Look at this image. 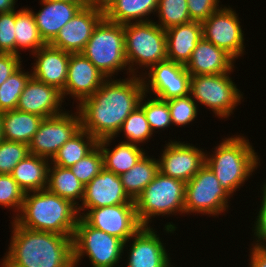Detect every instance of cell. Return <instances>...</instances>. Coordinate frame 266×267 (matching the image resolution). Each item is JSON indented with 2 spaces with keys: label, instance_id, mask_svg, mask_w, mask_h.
I'll return each mask as SVG.
<instances>
[{
  "label": "cell",
  "instance_id": "cell-1",
  "mask_svg": "<svg viewBox=\"0 0 266 267\" xmlns=\"http://www.w3.org/2000/svg\"><path fill=\"white\" fill-rule=\"evenodd\" d=\"M114 79H106L91 97L76 105L81 128L98 141L118 136L123 122L139 105L144 94L141 76Z\"/></svg>",
  "mask_w": 266,
  "mask_h": 267
},
{
  "label": "cell",
  "instance_id": "cell-2",
  "mask_svg": "<svg viewBox=\"0 0 266 267\" xmlns=\"http://www.w3.org/2000/svg\"><path fill=\"white\" fill-rule=\"evenodd\" d=\"M12 236L1 267H74L72 237L31 230L11 222Z\"/></svg>",
  "mask_w": 266,
  "mask_h": 267
},
{
  "label": "cell",
  "instance_id": "cell-3",
  "mask_svg": "<svg viewBox=\"0 0 266 267\" xmlns=\"http://www.w3.org/2000/svg\"><path fill=\"white\" fill-rule=\"evenodd\" d=\"M79 217L76 205L44 189L25 193L21 210L13 220L31 230L73 236Z\"/></svg>",
  "mask_w": 266,
  "mask_h": 267
},
{
  "label": "cell",
  "instance_id": "cell-4",
  "mask_svg": "<svg viewBox=\"0 0 266 267\" xmlns=\"http://www.w3.org/2000/svg\"><path fill=\"white\" fill-rule=\"evenodd\" d=\"M227 137L213 148V154L206 152L205 164L213 171L220 185L233 196L259 168L260 157L245 136Z\"/></svg>",
  "mask_w": 266,
  "mask_h": 267
},
{
  "label": "cell",
  "instance_id": "cell-5",
  "mask_svg": "<svg viewBox=\"0 0 266 267\" xmlns=\"http://www.w3.org/2000/svg\"><path fill=\"white\" fill-rule=\"evenodd\" d=\"M157 23L152 20L123 25L130 76H141L142 73L137 71L140 67L149 70L155 64L167 60L166 32Z\"/></svg>",
  "mask_w": 266,
  "mask_h": 267
},
{
  "label": "cell",
  "instance_id": "cell-6",
  "mask_svg": "<svg viewBox=\"0 0 266 267\" xmlns=\"http://www.w3.org/2000/svg\"><path fill=\"white\" fill-rule=\"evenodd\" d=\"M95 67L108 78L115 77L122 70H130L125 54L123 24L103 17L95 26L91 38L81 52ZM127 68V69H126Z\"/></svg>",
  "mask_w": 266,
  "mask_h": 267
},
{
  "label": "cell",
  "instance_id": "cell-7",
  "mask_svg": "<svg viewBox=\"0 0 266 267\" xmlns=\"http://www.w3.org/2000/svg\"><path fill=\"white\" fill-rule=\"evenodd\" d=\"M185 185L186 183L182 180L158 172L135 200L136 214L140 224L150 226L152 218L156 216L167 215L168 217V215L184 214Z\"/></svg>",
  "mask_w": 266,
  "mask_h": 267
},
{
  "label": "cell",
  "instance_id": "cell-8",
  "mask_svg": "<svg viewBox=\"0 0 266 267\" xmlns=\"http://www.w3.org/2000/svg\"><path fill=\"white\" fill-rule=\"evenodd\" d=\"M124 241L90 226L79 217L72 237L73 264L89 257L92 267H116L124 253Z\"/></svg>",
  "mask_w": 266,
  "mask_h": 267
},
{
  "label": "cell",
  "instance_id": "cell-9",
  "mask_svg": "<svg viewBox=\"0 0 266 267\" xmlns=\"http://www.w3.org/2000/svg\"><path fill=\"white\" fill-rule=\"evenodd\" d=\"M232 72L234 71L225 74L191 76L190 95L192 99L209 107L208 109L215 114V117L221 119L234 114V109L241 104L243 99V93L229 76Z\"/></svg>",
  "mask_w": 266,
  "mask_h": 267
},
{
  "label": "cell",
  "instance_id": "cell-10",
  "mask_svg": "<svg viewBox=\"0 0 266 267\" xmlns=\"http://www.w3.org/2000/svg\"><path fill=\"white\" fill-rule=\"evenodd\" d=\"M231 196L205 164L185 185V214L222 215L230 207Z\"/></svg>",
  "mask_w": 266,
  "mask_h": 267
},
{
  "label": "cell",
  "instance_id": "cell-11",
  "mask_svg": "<svg viewBox=\"0 0 266 267\" xmlns=\"http://www.w3.org/2000/svg\"><path fill=\"white\" fill-rule=\"evenodd\" d=\"M75 114V115H74ZM81 129L78 110L44 118L28 144L29 153L51 160L62 145Z\"/></svg>",
  "mask_w": 266,
  "mask_h": 267
},
{
  "label": "cell",
  "instance_id": "cell-12",
  "mask_svg": "<svg viewBox=\"0 0 266 267\" xmlns=\"http://www.w3.org/2000/svg\"><path fill=\"white\" fill-rule=\"evenodd\" d=\"M238 14L229 5L220 7L202 24L203 38L224 49L235 60L245 52L244 31Z\"/></svg>",
  "mask_w": 266,
  "mask_h": 267
},
{
  "label": "cell",
  "instance_id": "cell-13",
  "mask_svg": "<svg viewBox=\"0 0 266 267\" xmlns=\"http://www.w3.org/2000/svg\"><path fill=\"white\" fill-rule=\"evenodd\" d=\"M147 72V73H146ZM144 93L168 100L190 94L191 75L182 64L165 60L142 71Z\"/></svg>",
  "mask_w": 266,
  "mask_h": 267
},
{
  "label": "cell",
  "instance_id": "cell-14",
  "mask_svg": "<svg viewBox=\"0 0 266 267\" xmlns=\"http://www.w3.org/2000/svg\"><path fill=\"white\" fill-rule=\"evenodd\" d=\"M158 160L161 174L187 183L205 165L204 149L182 141L170 140Z\"/></svg>",
  "mask_w": 266,
  "mask_h": 267
},
{
  "label": "cell",
  "instance_id": "cell-15",
  "mask_svg": "<svg viewBox=\"0 0 266 267\" xmlns=\"http://www.w3.org/2000/svg\"><path fill=\"white\" fill-rule=\"evenodd\" d=\"M90 226L127 242L141 227L135 204L89 209L81 216Z\"/></svg>",
  "mask_w": 266,
  "mask_h": 267
},
{
  "label": "cell",
  "instance_id": "cell-16",
  "mask_svg": "<svg viewBox=\"0 0 266 267\" xmlns=\"http://www.w3.org/2000/svg\"><path fill=\"white\" fill-rule=\"evenodd\" d=\"M156 232L151 226H142L124 243V251L131 246L125 267H173L170 255Z\"/></svg>",
  "mask_w": 266,
  "mask_h": 267
},
{
  "label": "cell",
  "instance_id": "cell-17",
  "mask_svg": "<svg viewBox=\"0 0 266 267\" xmlns=\"http://www.w3.org/2000/svg\"><path fill=\"white\" fill-rule=\"evenodd\" d=\"M104 17V10L92 5L83 6L78 13L61 28L50 43L52 47L70 53H81L99 21Z\"/></svg>",
  "mask_w": 266,
  "mask_h": 267
},
{
  "label": "cell",
  "instance_id": "cell-18",
  "mask_svg": "<svg viewBox=\"0 0 266 267\" xmlns=\"http://www.w3.org/2000/svg\"><path fill=\"white\" fill-rule=\"evenodd\" d=\"M117 204H135V201L124 191L120 176L103 168L84 187V197L78 207L79 216H83L89 209Z\"/></svg>",
  "mask_w": 266,
  "mask_h": 267
},
{
  "label": "cell",
  "instance_id": "cell-19",
  "mask_svg": "<svg viewBox=\"0 0 266 267\" xmlns=\"http://www.w3.org/2000/svg\"><path fill=\"white\" fill-rule=\"evenodd\" d=\"M107 78L82 53H70L67 80L62 92L77 99L79 105L83 100L91 97Z\"/></svg>",
  "mask_w": 266,
  "mask_h": 267
},
{
  "label": "cell",
  "instance_id": "cell-20",
  "mask_svg": "<svg viewBox=\"0 0 266 267\" xmlns=\"http://www.w3.org/2000/svg\"><path fill=\"white\" fill-rule=\"evenodd\" d=\"M63 100L60 90L31 76L19 97L16 109L49 118L65 112L61 108Z\"/></svg>",
  "mask_w": 266,
  "mask_h": 267
},
{
  "label": "cell",
  "instance_id": "cell-21",
  "mask_svg": "<svg viewBox=\"0 0 266 267\" xmlns=\"http://www.w3.org/2000/svg\"><path fill=\"white\" fill-rule=\"evenodd\" d=\"M32 76L63 92L67 80L70 52L46 44L35 53Z\"/></svg>",
  "mask_w": 266,
  "mask_h": 267
},
{
  "label": "cell",
  "instance_id": "cell-22",
  "mask_svg": "<svg viewBox=\"0 0 266 267\" xmlns=\"http://www.w3.org/2000/svg\"><path fill=\"white\" fill-rule=\"evenodd\" d=\"M42 9L37 13L32 9L39 33L46 44H50L65 26L87 3H69L41 0Z\"/></svg>",
  "mask_w": 266,
  "mask_h": 267
},
{
  "label": "cell",
  "instance_id": "cell-23",
  "mask_svg": "<svg viewBox=\"0 0 266 267\" xmlns=\"http://www.w3.org/2000/svg\"><path fill=\"white\" fill-rule=\"evenodd\" d=\"M236 60L224 49L202 38L192 52L186 70L191 76L231 72Z\"/></svg>",
  "mask_w": 266,
  "mask_h": 267
},
{
  "label": "cell",
  "instance_id": "cell-24",
  "mask_svg": "<svg viewBox=\"0 0 266 267\" xmlns=\"http://www.w3.org/2000/svg\"><path fill=\"white\" fill-rule=\"evenodd\" d=\"M165 32L167 60L186 66L197 43L203 38L202 24L190 21L170 27Z\"/></svg>",
  "mask_w": 266,
  "mask_h": 267
},
{
  "label": "cell",
  "instance_id": "cell-25",
  "mask_svg": "<svg viewBox=\"0 0 266 267\" xmlns=\"http://www.w3.org/2000/svg\"><path fill=\"white\" fill-rule=\"evenodd\" d=\"M112 140H115L114 137L98 141L103 155V168L120 176L130 170L146 151L140 146L125 142L124 140L112 149L107 148L112 143Z\"/></svg>",
  "mask_w": 266,
  "mask_h": 267
},
{
  "label": "cell",
  "instance_id": "cell-26",
  "mask_svg": "<svg viewBox=\"0 0 266 267\" xmlns=\"http://www.w3.org/2000/svg\"><path fill=\"white\" fill-rule=\"evenodd\" d=\"M49 164V159L29 153L10 175L25 193L44 190L47 188Z\"/></svg>",
  "mask_w": 266,
  "mask_h": 267
},
{
  "label": "cell",
  "instance_id": "cell-27",
  "mask_svg": "<svg viewBox=\"0 0 266 267\" xmlns=\"http://www.w3.org/2000/svg\"><path fill=\"white\" fill-rule=\"evenodd\" d=\"M158 0H113L104 10V17L118 24L148 22L150 14H155ZM148 16V17H147Z\"/></svg>",
  "mask_w": 266,
  "mask_h": 267
},
{
  "label": "cell",
  "instance_id": "cell-28",
  "mask_svg": "<svg viewBox=\"0 0 266 267\" xmlns=\"http://www.w3.org/2000/svg\"><path fill=\"white\" fill-rule=\"evenodd\" d=\"M44 118L20 110L3 112L2 130L4 140L29 144Z\"/></svg>",
  "mask_w": 266,
  "mask_h": 267
},
{
  "label": "cell",
  "instance_id": "cell-29",
  "mask_svg": "<svg viewBox=\"0 0 266 267\" xmlns=\"http://www.w3.org/2000/svg\"><path fill=\"white\" fill-rule=\"evenodd\" d=\"M84 187L70 168L49 164L46 189L51 193L69 200L79 207V202H82L84 197Z\"/></svg>",
  "mask_w": 266,
  "mask_h": 267
},
{
  "label": "cell",
  "instance_id": "cell-30",
  "mask_svg": "<svg viewBox=\"0 0 266 267\" xmlns=\"http://www.w3.org/2000/svg\"><path fill=\"white\" fill-rule=\"evenodd\" d=\"M147 152L127 172L120 175L124 191L135 201L159 172L158 160Z\"/></svg>",
  "mask_w": 266,
  "mask_h": 267
},
{
  "label": "cell",
  "instance_id": "cell-31",
  "mask_svg": "<svg viewBox=\"0 0 266 267\" xmlns=\"http://www.w3.org/2000/svg\"><path fill=\"white\" fill-rule=\"evenodd\" d=\"M97 145L98 140L81 128L62 145L50 160V163L63 168H70L89 154Z\"/></svg>",
  "mask_w": 266,
  "mask_h": 267
},
{
  "label": "cell",
  "instance_id": "cell-32",
  "mask_svg": "<svg viewBox=\"0 0 266 267\" xmlns=\"http://www.w3.org/2000/svg\"><path fill=\"white\" fill-rule=\"evenodd\" d=\"M31 8H21L16 11L15 21V54L20 56V49L30 50L31 55L45 46L36 25Z\"/></svg>",
  "mask_w": 266,
  "mask_h": 267
},
{
  "label": "cell",
  "instance_id": "cell-33",
  "mask_svg": "<svg viewBox=\"0 0 266 267\" xmlns=\"http://www.w3.org/2000/svg\"><path fill=\"white\" fill-rule=\"evenodd\" d=\"M23 69L20 66L0 85V111L17 108L19 97L32 76L31 71L25 72Z\"/></svg>",
  "mask_w": 266,
  "mask_h": 267
},
{
  "label": "cell",
  "instance_id": "cell-34",
  "mask_svg": "<svg viewBox=\"0 0 266 267\" xmlns=\"http://www.w3.org/2000/svg\"><path fill=\"white\" fill-rule=\"evenodd\" d=\"M124 133L125 142L141 146L140 144L148 142L153 132L149 127L146 115L143 109L138 105L125 119L118 134Z\"/></svg>",
  "mask_w": 266,
  "mask_h": 267
},
{
  "label": "cell",
  "instance_id": "cell-35",
  "mask_svg": "<svg viewBox=\"0 0 266 267\" xmlns=\"http://www.w3.org/2000/svg\"><path fill=\"white\" fill-rule=\"evenodd\" d=\"M155 14L159 18L157 25L164 30L192 21L187 0H158Z\"/></svg>",
  "mask_w": 266,
  "mask_h": 267
},
{
  "label": "cell",
  "instance_id": "cell-36",
  "mask_svg": "<svg viewBox=\"0 0 266 267\" xmlns=\"http://www.w3.org/2000/svg\"><path fill=\"white\" fill-rule=\"evenodd\" d=\"M147 94L144 93L140 99L139 106L143 109L146 119L149 123V127L153 133L158 132L155 130L169 128L172 126V120L168 104L166 100L159 99L157 97L150 96L147 98ZM147 98V100L145 99ZM145 101V102H144Z\"/></svg>",
  "mask_w": 266,
  "mask_h": 267
},
{
  "label": "cell",
  "instance_id": "cell-37",
  "mask_svg": "<svg viewBox=\"0 0 266 267\" xmlns=\"http://www.w3.org/2000/svg\"><path fill=\"white\" fill-rule=\"evenodd\" d=\"M166 101L171 115L172 126L184 127L197 118L199 104L192 99L190 94Z\"/></svg>",
  "mask_w": 266,
  "mask_h": 267
},
{
  "label": "cell",
  "instance_id": "cell-38",
  "mask_svg": "<svg viewBox=\"0 0 266 267\" xmlns=\"http://www.w3.org/2000/svg\"><path fill=\"white\" fill-rule=\"evenodd\" d=\"M103 169V155L99 145L70 167L73 174L86 186Z\"/></svg>",
  "mask_w": 266,
  "mask_h": 267
},
{
  "label": "cell",
  "instance_id": "cell-39",
  "mask_svg": "<svg viewBox=\"0 0 266 267\" xmlns=\"http://www.w3.org/2000/svg\"><path fill=\"white\" fill-rule=\"evenodd\" d=\"M24 197L25 192L10 174H0V206L13 209V219L19 214Z\"/></svg>",
  "mask_w": 266,
  "mask_h": 267
},
{
  "label": "cell",
  "instance_id": "cell-40",
  "mask_svg": "<svg viewBox=\"0 0 266 267\" xmlns=\"http://www.w3.org/2000/svg\"><path fill=\"white\" fill-rule=\"evenodd\" d=\"M28 154V144L2 140L0 142V174H11L14 167Z\"/></svg>",
  "mask_w": 266,
  "mask_h": 267
},
{
  "label": "cell",
  "instance_id": "cell-41",
  "mask_svg": "<svg viewBox=\"0 0 266 267\" xmlns=\"http://www.w3.org/2000/svg\"><path fill=\"white\" fill-rule=\"evenodd\" d=\"M16 10L0 13V52L15 54Z\"/></svg>",
  "mask_w": 266,
  "mask_h": 267
},
{
  "label": "cell",
  "instance_id": "cell-42",
  "mask_svg": "<svg viewBox=\"0 0 266 267\" xmlns=\"http://www.w3.org/2000/svg\"><path fill=\"white\" fill-rule=\"evenodd\" d=\"M219 3L220 0H187L191 20L203 23L221 7Z\"/></svg>",
  "mask_w": 266,
  "mask_h": 267
},
{
  "label": "cell",
  "instance_id": "cell-43",
  "mask_svg": "<svg viewBox=\"0 0 266 267\" xmlns=\"http://www.w3.org/2000/svg\"><path fill=\"white\" fill-rule=\"evenodd\" d=\"M21 56L13 53L0 52V85L7 80V78L22 66Z\"/></svg>",
  "mask_w": 266,
  "mask_h": 267
},
{
  "label": "cell",
  "instance_id": "cell-44",
  "mask_svg": "<svg viewBox=\"0 0 266 267\" xmlns=\"http://www.w3.org/2000/svg\"><path fill=\"white\" fill-rule=\"evenodd\" d=\"M257 215L253 225L254 230L252 229L256 241L254 240L251 245L266 248V210H259Z\"/></svg>",
  "mask_w": 266,
  "mask_h": 267
},
{
  "label": "cell",
  "instance_id": "cell-45",
  "mask_svg": "<svg viewBox=\"0 0 266 267\" xmlns=\"http://www.w3.org/2000/svg\"><path fill=\"white\" fill-rule=\"evenodd\" d=\"M250 250L249 267H266V249L252 246Z\"/></svg>",
  "mask_w": 266,
  "mask_h": 267
},
{
  "label": "cell",
  "instance_id": "cell-46",
  "mask_svg": "<svg viewBox=\"0 0 266 267\" xmlns=\"http://www.w3.org/2000/svg\"><path fill=\"white\" fill-rule=\"evenodd\" d=\"M17 0H0V13H9L15 9Z\"/></svg>",
  "mask_w": 266,
  "mask_h": 267
},
{
  "label": "cell",
  "instance_id": "cell-47",
  "mask_svg": "<svg viewBox=\"0 0 266 267\" xmlns=\"http://www.w3.org/2000/svg\"><path fill=\"white\" fill-rule=\"evenodd\" d=\"M112 2L113 0H87L88 5H92L102 10H105Z\"/></svg>",
  "mask_w": 266,
  "mask_h": 267
},
{
  "label": "cell",
  "instance_id": "cell-48",
  "mask_svg": "<svg viewBox=\"0 0 266 267\" xmlns=\"http://www.w3.org/2000/svg\"><path fill=\"white\" fill-rule=\"evenodd\" d=\"M261 187V193H262V199H261V204H260V209L259 210H266V182Z\"/></svg>",
  "mask_w": 266,
  "mask_h": 267
},
{
  "label": "cell",
  "instance_id": "cell-49",
  "mask_svg": "<svg viewBox=\"0 0 266 267\" xmlns=\"http://www.w3.org/2000/svg\"><path fill=\"white\" fill-rule=\"evenodd\" d=\"M2 118H3V112L0 111V142L4 140L3 130H2Z\"/></svg>",
  "mask_w": 266,
  "mask_h": 267
},
{
  "label": "cell",
  "instance_id": "cell-50",
  "mask_svg": "<svg viewBox=\"0 0 266 267\" xmlns=\"http://www.w3.org/2000/svg\"><path fill=\"white\" fill-rule=\"evenodd\" d=\"M52 1H61L69 3H87V0H52Z\"/></svg>",
  "mask_w": 266,
  "mask_h": 267
}]
</instances>
